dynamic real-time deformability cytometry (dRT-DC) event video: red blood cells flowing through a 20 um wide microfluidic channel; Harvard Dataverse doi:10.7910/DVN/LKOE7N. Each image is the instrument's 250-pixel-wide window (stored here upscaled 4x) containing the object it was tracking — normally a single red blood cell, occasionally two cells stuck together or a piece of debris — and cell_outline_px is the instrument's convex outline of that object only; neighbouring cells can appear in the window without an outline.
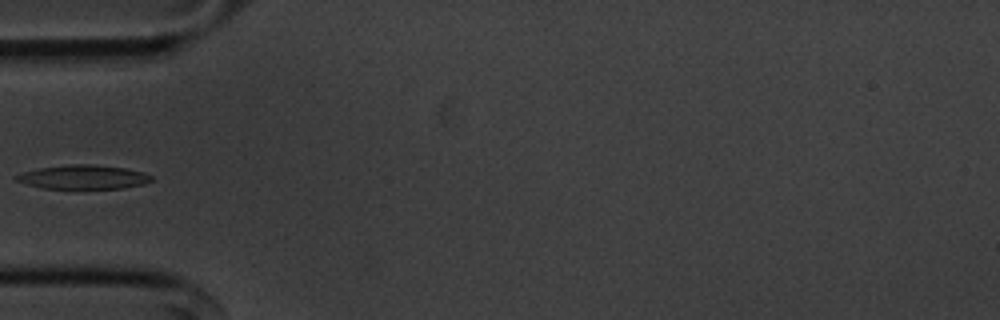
{"species": "common noctule bat (a hibernating species)", "species_latin": "Nyctalus noctula", "temperature_condition": "cold", "stored_images_in_passage": 37, "camera_frame_rate_fps": 3000, "um_per_image_px": 0.085, "animal": {"sex": "male", "body_mass_g": 20.1, "forearm_length_mm": 53.5}, "frame": {"image": 1, "passage_image": 1, "time_ms": 0.0, "image_size_px": [1000, 320], "cell_outline_px": [[152, 180], [144, 184], [124, 188], [44, 188], [28, 184], [16, 180], [12, 176], [24, 172], [40, 168], [72, 164], [92, 164], [124, 168], [144, 172], [152, 176]], "centroid_in_image_um": [7.11, 15.04], "position_along_channel_um": 77.9, "area_um2": 18.67}}
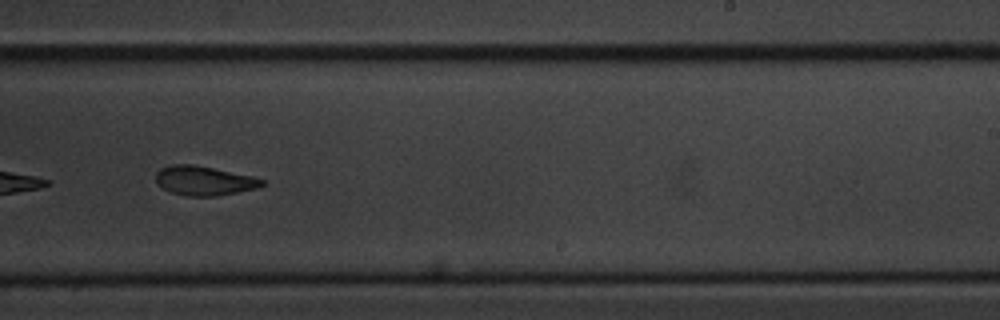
{"frame": {"image": 2, "passage_image": 17, "time_ms": 5.333, "image_size_px": [1000, 320], "cell_outline_px": [[264, 184], [256, 188], [216, 196], [188, 196], [172, 192], [156, 184], [156, 172], [160, 168], [172, 164], [192, 164], [252, 176], [264, 180]], "centroid_in_image_um": [17.31, 15.35], "position_along_channel_um": 271.7, "area_um2": 17.92}}
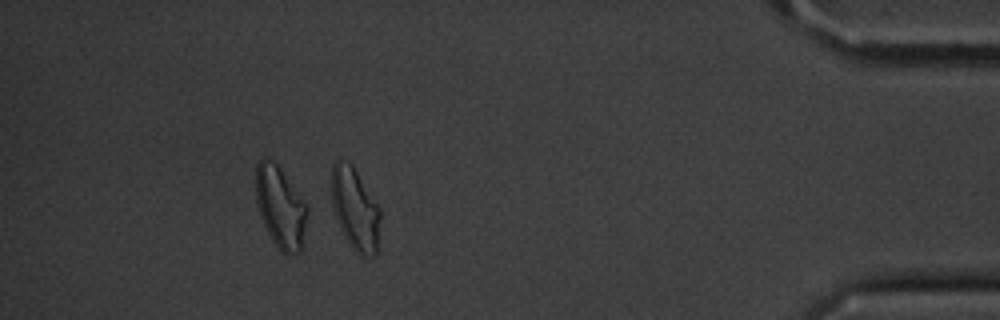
{"frame": {"image": 3, "passage_image": 32, "time_ms": 10.333, "image_size_px": [1000, 320], "cell_outline_px": [[380, 220], [376, 256], [360, 256], [352, 248], [344, 236], [340, 228], [332, 208], [332, 164], [336, 160], [340, 160], [352, 164], [380, 208]], "centroid_in_image_um": [30.18, 17.79], "position_along_channel_um": 405.0, "area_um2": 23.35}}